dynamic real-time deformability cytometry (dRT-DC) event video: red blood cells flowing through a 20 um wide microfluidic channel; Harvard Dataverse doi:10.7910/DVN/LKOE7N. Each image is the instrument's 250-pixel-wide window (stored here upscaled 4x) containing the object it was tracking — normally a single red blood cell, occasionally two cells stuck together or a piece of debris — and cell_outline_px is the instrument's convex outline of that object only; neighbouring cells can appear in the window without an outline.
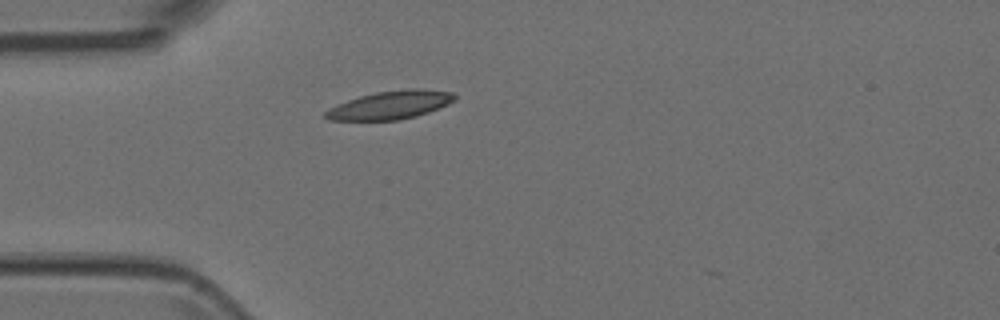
{"species": "Egyptian fruit bat (a non-hibernating species)", "species_latin": "Rousettus aegyptiacus", "temperature_condition": "room temperature", "stored_images_in_passage": 2, "camera_frame_rate_fps": 3000, "um_per_image_px": 0.085, "animal": {"sex": "female"}, "frame": {"image": 1, "passage_image": 1, "time_ms": 0.0, "image_size_px": [1000, 320], "cell_outline_px": [[456, 100], [440, 108], [416, 116], [400, 120], [328, 120], [324, 116], [324, 112], [328, 108], [348, 100], [360, 96], [376, 92], [408, 88], [424, 88], [456, 92]], "centroid_in_image_um": [33.23, 8.91], "position_along_channel_um": 51.8, "area_um2": 21.56}}